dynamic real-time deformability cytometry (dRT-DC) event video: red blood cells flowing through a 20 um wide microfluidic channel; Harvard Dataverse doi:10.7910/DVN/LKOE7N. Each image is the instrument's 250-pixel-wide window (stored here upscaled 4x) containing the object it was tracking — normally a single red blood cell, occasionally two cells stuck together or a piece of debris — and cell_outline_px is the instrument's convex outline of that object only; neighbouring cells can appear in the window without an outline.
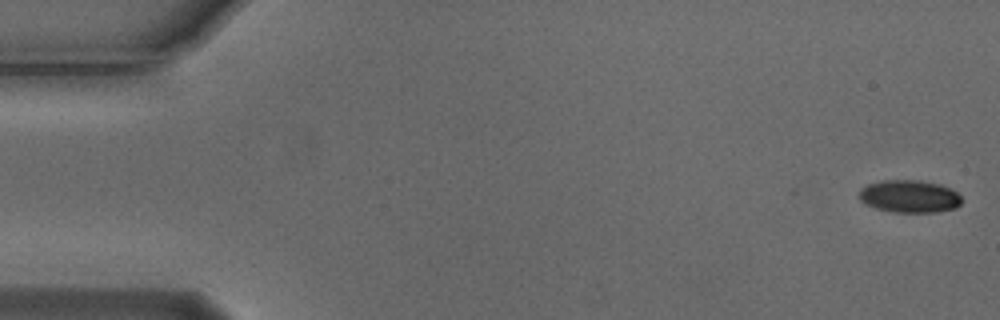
{"species": "Egyptian fruit bat (a non-hibernating species)", "species_latin": "Rousettus aegyptiacus", "temperature_condition": "cold", "stored_images_in_passage": 3, "camera_frame_rate_fps": 3000, "um_per_image_px": 0.085, "animal": {"sex": "male"}, "frame": {"image": 1, "passage_image": 1, "time_ms": 0.0, "image_size_px": [1000, 320], "cell_outline_px": [[964, 200], [956, 208], [940, 212], [892, 212], [876, 208], [864, 204], [860, 200], [860, 188], [868, 184], [884, 180], [920, 180], [940, 184], [956, 192]], "centroid_in_image_um": [77.31, 16.7], "position_along_channel_um": 7.7, "area_um2": 19.59}}